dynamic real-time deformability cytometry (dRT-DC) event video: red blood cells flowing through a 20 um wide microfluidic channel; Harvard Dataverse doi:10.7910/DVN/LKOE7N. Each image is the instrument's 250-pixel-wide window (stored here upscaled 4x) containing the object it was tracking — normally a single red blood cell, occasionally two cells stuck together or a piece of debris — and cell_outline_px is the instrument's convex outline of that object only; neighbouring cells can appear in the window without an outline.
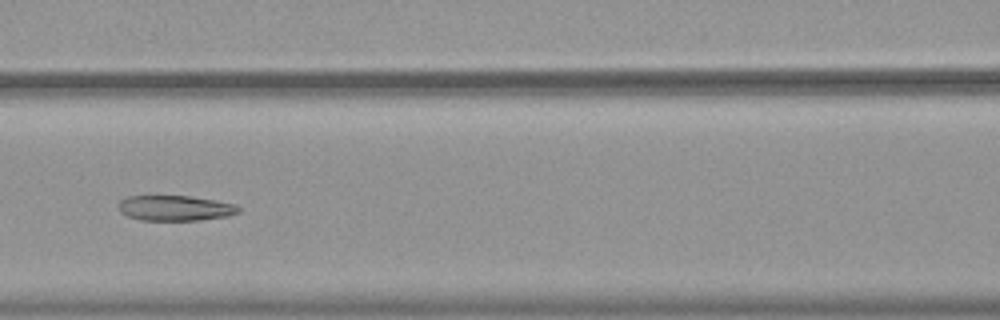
{"species": "common noctule bat (a hibernating species)", "species_latin": "Nyctalus noctula", "temperature_condition": "warm", "stored_images_in_passage": 35, "camera_frame_rate_fps": 3000, "um_per_image_px": 0.085, "animal": {"sex": "female", "body_mass_g": 19.9}, "frame": {"image": 1, "passage_image": 11, "time_ms": 3.333, "image_size_px": [1000, 320], "cell_outline_px": [[240, 212], [228, 216], [200, 220], [140, 220], [128, 216], [120, 212], [120, 200], [128, 196], [188, 196], [236, 204], [240, 208]], "centroid_in_image_um": [14.9, 17.69], "position_along_channel_um": 151.7, "area_um2": 17.57}}
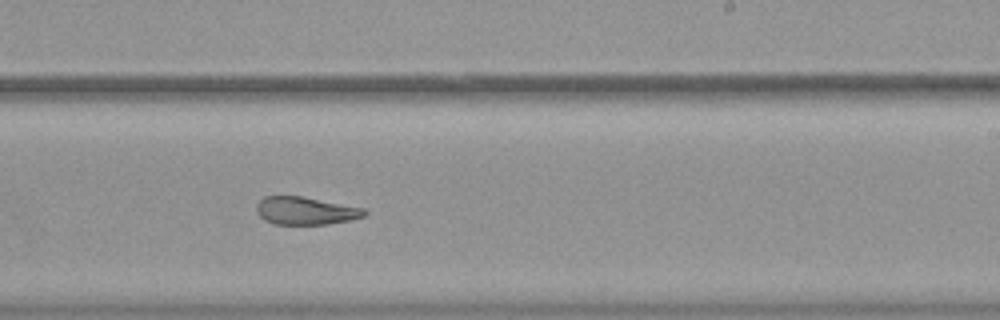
{"frame": {"image": 2, "passage_image": 20, "time_ms": 6.333, "image_size_px": [1000, 320], "cell_outline_px": [[368, 212], [364, 216], [348, 220], [328, 224], [276, 224], [264, 220], [256, 212], [256, 204], [264, 196], [304, 196], [364, 208]], "centroid_in_image_um": [25.96, 17.9], "position_along_channel_um": 263.0, "area_um2": 17.51}}
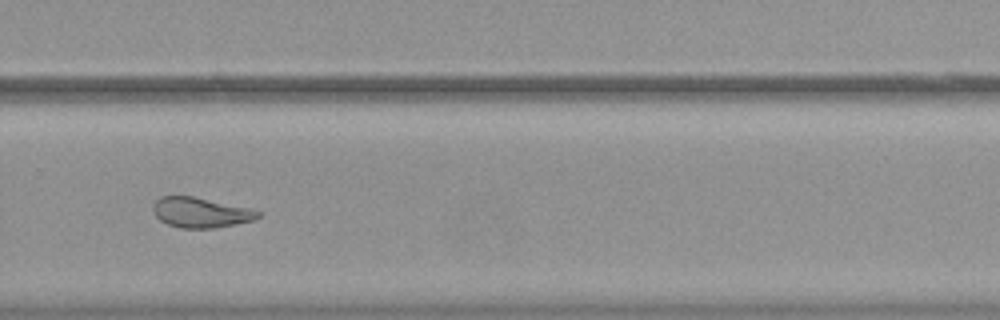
{"frame": {"image": 3, "passage_image": 24, "time_ms": 7.667, "image_size_px": [1000, 320], "cell_outline_px": [[260, 216], [252, 220], [236, 224], [216, 228], [180, 228], [168, 224], [160, 220], [152, 212], [152, 204], [160, 196], [192, 196], [252, 208], [260, 212]], "centroid_in_image_um": [17.04, 18.06], "position_along_channel_um": 312.8, "area_um2": 18.55}, "authors_computed_cell_mechanics": {"area_um2": 18.6116, "velocity_mm_per_s": 3.7344, "shape_relaxation_time_tau1_ms": null, "shape_relaxation_time_tau2_ms": 4.1009, "deformation_change_tau1": null, "deformation_change_tau2": 0.1054}}